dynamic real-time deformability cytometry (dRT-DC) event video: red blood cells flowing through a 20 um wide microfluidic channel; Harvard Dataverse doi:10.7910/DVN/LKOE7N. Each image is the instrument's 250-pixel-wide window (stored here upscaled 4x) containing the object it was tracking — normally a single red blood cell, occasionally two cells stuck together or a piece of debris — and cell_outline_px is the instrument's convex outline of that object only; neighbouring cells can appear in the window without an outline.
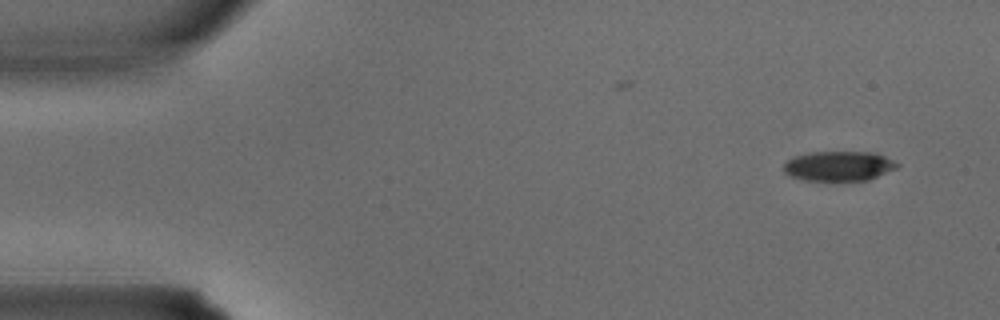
{"species": "common noctule bat (a hibernating species)", "species_latin": "Nyctalus noctula", "temperature_condition": "warm", "stored_images_in_passage": 3, "camera_frame_rate_fps": 3000, "um_per_image_px": 0.085, "animal": {"sex": "male", "body_mass_g": 15.6}, "frame": {"image": 1, "passage_image": 1, "time_ms": 0.0, "image_size_px": [1000, 320], "cell_outline_px": [[900, 164], [896, 168], [868, 180], [804, 180], [792, 176], [784, 172], [784, 164], [788, 160], [796, 156], [808, 152], [876, 152]], "centroid_in_image_um": [71.3, 14.1], "position_along_channel_um": 13.7, "area_um2": 19.48}}
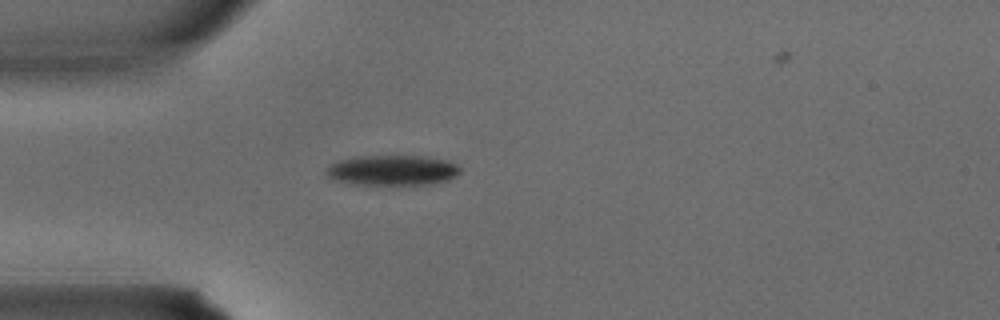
{"frame": {"image": 2, "passage_image": 3, "time_ms": 0.667, "image_size_px": [1000, 320], "cell_outline_px": [[460, 172], [456, 176], [448, 180], [432, 184], [352, 184], [332, 180], [324, 172], [328, 164], [336, 160], [352, 156], [424, 156], [452, 160], [460, 168]], "centroid_in_image_um": [33.32, 14.46], "position_along_channel_um": 51.7, "area_um2": 24.1}}